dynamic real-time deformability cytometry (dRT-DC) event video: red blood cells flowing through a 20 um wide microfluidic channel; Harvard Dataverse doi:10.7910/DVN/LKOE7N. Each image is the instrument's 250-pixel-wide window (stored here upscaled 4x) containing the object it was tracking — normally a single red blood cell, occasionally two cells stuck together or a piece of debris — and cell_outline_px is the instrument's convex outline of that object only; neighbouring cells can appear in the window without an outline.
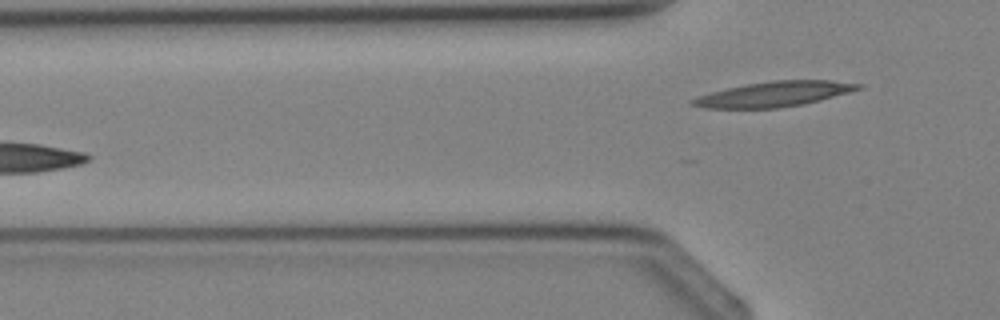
{"species": "Egyptian fruit bat (a non-hibernating species)", "species_latin": "Rousettus aegyptiacus", "temperature_condition": "cold", "stored_images_in_passage": 3, "camera_frame_rate_fps": 3000, "um_per_image_px": 0.085, "animal": {"sex": "female"}, "frame": {"image": 1, "passage_image": 3, "time_ms": 2.333, "image_size_px": [1000, 320], "cell_outline_px": [[864, 84], [860, 88], [848, 92], [820, 100], [804, 104], [780, 108], [704, 108], [692, 104], [692, 100], [700, 96], [712, 92], [728, 88], [748, 84], [772, 80], [832, 80]], "centroid_in_image_um": [65.85, 7.99], "position_along_channel_um": 60.0, "area_um2": 23.87}}